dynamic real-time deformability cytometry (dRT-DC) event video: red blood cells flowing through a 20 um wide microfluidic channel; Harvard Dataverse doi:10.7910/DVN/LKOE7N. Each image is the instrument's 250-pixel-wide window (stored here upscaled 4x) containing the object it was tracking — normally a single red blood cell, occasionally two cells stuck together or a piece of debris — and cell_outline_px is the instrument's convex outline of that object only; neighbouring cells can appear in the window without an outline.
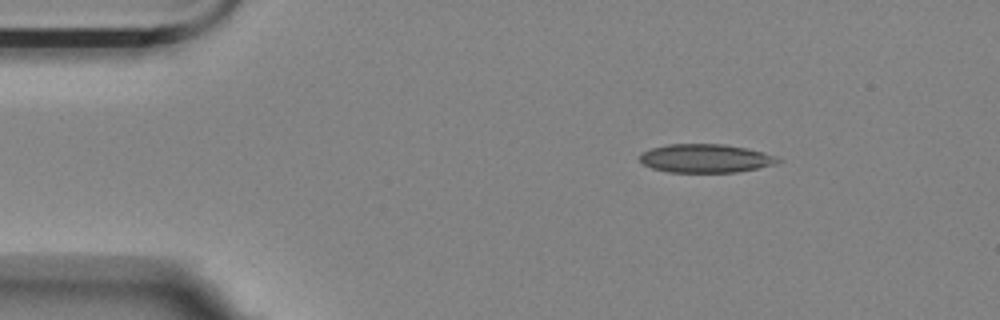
{"species": "Egyptian fruit bat (a non-hibernating species)", "species_latin": "Rousettus aegyptiacus", "temperature_condition": "room temperature", "stored_images_in_passage": 3, "camera_frame_rate_fps": 3000, "um_per_image_px": 0.085, "animal": {"sex": "female"}, "frame": {"image": 1, "passage_image": 1, "time_ms": 0.0, "image_size_px": [1000, 320], "cell_outline_px": [[784, 160], [776, 164], [736, 172], [668, 172], [652, 168], [644, 164], [640, 160], [640, 152], [652, 148], [668, 144], [724, 144], [744, 148], [760, 152]], "centroid_in_image_um": [59.93, 13.46], "position_along_channel_um": 25.1, "area_um2": 22.72}}